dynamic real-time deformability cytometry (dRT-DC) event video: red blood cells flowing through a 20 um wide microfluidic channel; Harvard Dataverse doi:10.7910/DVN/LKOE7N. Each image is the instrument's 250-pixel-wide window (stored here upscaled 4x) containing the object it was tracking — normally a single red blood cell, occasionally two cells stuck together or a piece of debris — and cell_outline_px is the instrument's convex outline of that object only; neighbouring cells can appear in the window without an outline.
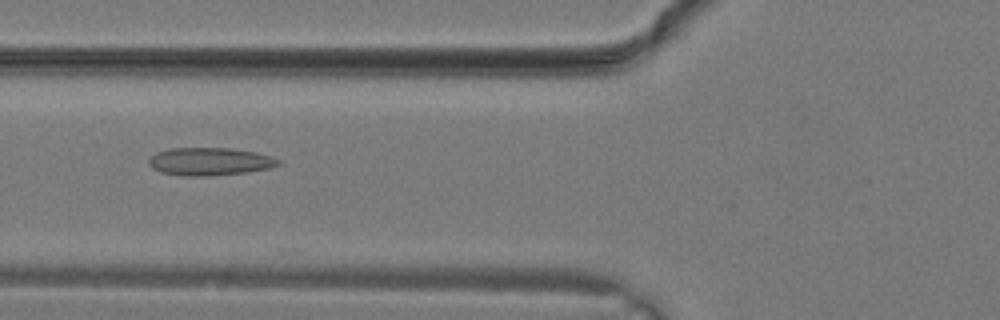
{"species": "common noctule bat (a hibernating species)", "species_latin": "Nyctalus noctula", "temperature_condition": "warm", "stored_images_in_passage": 19, "camera_frame_rate_fps": 3000, "um_per_image_px": 0.085, "animal": {"sex": "male", "body_mass_g": 19.2, "forearm_length_mm": 51.8}, "frame": {"image": 1, "passage_image": 3, "time_ms": 0.667, "image_size_px": [1000, 320], "cell_outline_px": [[280, 164], [268, 168], [244, 172], [208, 176], [184, 176], [160, 172], [152, 168], [148, 164], [148, 160], [156, 152], [168, 148], [232, 148], [256, 152], [280, 160]], "centroid_in_image_um": [17.77, 13.72], "position_along_channel_um": 108.0, "area_um2": 20.92}}
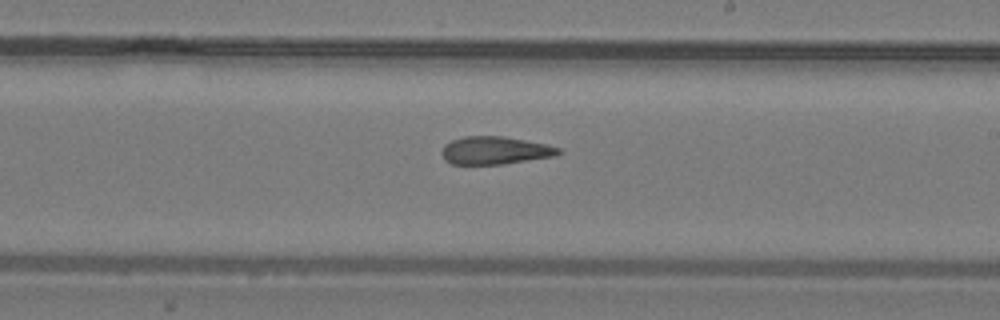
{"frame": {"image": 2, "passage_image": 9, "time_ms": 2.667, "image_size_px": [1000, 320], "cell_outline_px": [[564, 152], [556, 156], [504, 164], [452, 164], [444, 160], [440, 152], [444, 144], [452, 140], [464, 136], [504, 136], [544, 144], [560, 148]], "centroid_in_image_um": [42.06, 12.79], "position_along_channel_um": 246.9, "area_um2": 19.07}}
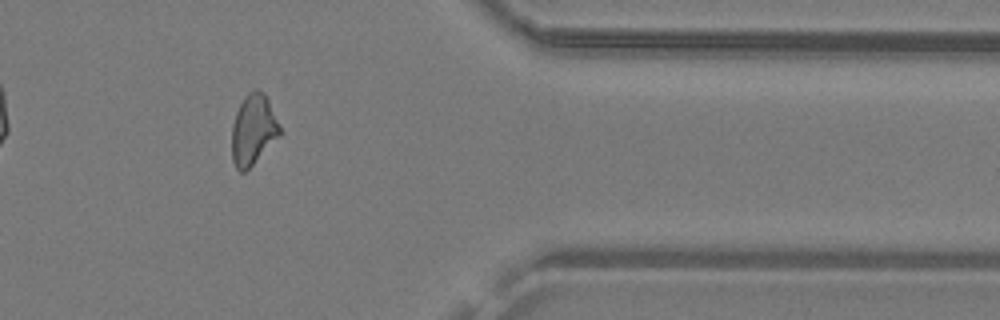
{"frame": {"image": 3, "passage_image": 16, "time_ms": 5.0, "image_size_px": [1000, 320], "cell_outline_px": [[284, 132], [244, 172], [240, 172], [236, 168], [232, 160], [232, 124], [236, 112], [244, 96], [248, 92], [256, 88], [264, 92]], "centroid_in_image_um": [21.54, 11.0], "position_along_channel_um": 389.9, "area_um2": 19.83}}